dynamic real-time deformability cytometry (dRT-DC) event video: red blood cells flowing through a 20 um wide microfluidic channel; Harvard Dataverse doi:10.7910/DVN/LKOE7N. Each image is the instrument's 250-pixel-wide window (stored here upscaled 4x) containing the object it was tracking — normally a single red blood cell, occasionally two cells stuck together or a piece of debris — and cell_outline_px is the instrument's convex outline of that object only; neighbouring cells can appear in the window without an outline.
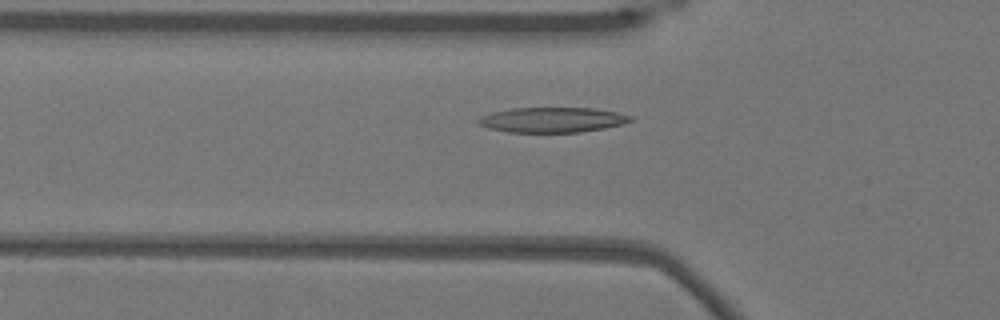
{"species": "Egyptian fruit bat (a non-hibernating species)", "species_latin": "Rousettus aegyptiacus", "temperature_condition": "warm", "stored_images_in_passage": 25, "camera_frame_rate_fps": 3000, "um_per_image_px": 0.085, "animal": {"sex": "female"}, "frame": {"image": 1, "passage_image": 3, "time_ms": 0.667, "image_size_px": [1000, 320], "cell_outline_px": [[632, 120], [624, 124], [604, 128], [580, 132], [508, 132], [488, 128], [480, 124], [476, 120], [492, 112], [512, 108], [596, 108], [616, 112], [632, 116]], "centroid_in_image_um": [46.97, 10.18], "position_along_channel_um": 78.8, "area_um2": 22.14}}
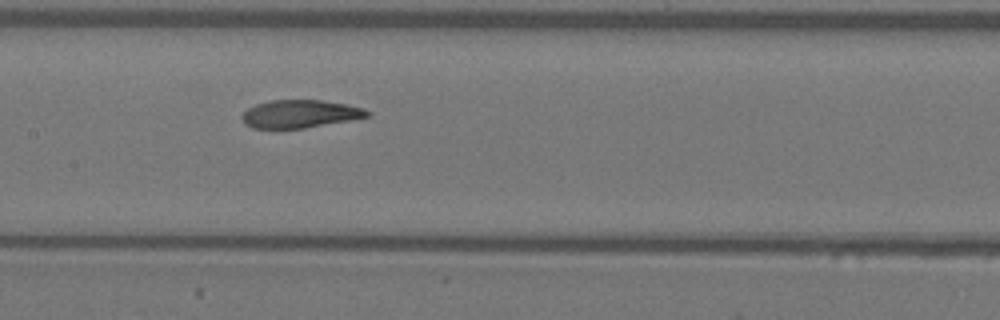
{"frame": {"image": 2, "passage_image": 11, "time_ms": 3.333, "image_size_px": [1000, 320], "cell_outline_px": [[372, 116], [304, 128], [252, 128], [244, 124], [240, 116], [248, 108], [256, 104], [268, 100], [324, 100], [348, 104], [364, 108], [372, 112]], "centroid_in_image_um": [25.52, 9.67], "position_along_channel_um": 181.9, "area_um2": 20.58}}
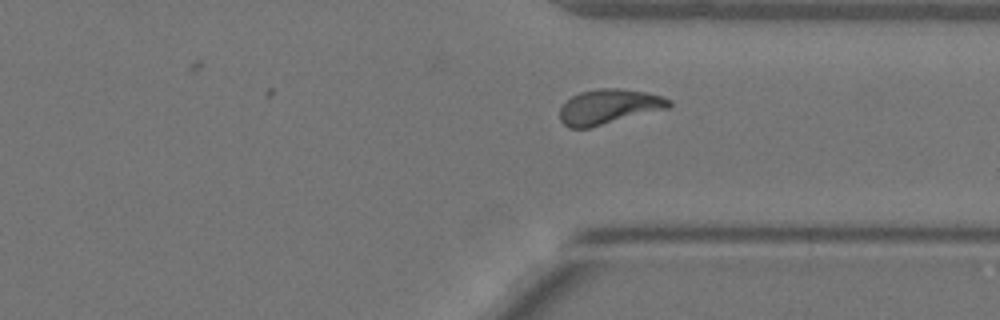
{"frame": {"image": 3, "passage_image": 25, "time_ms": 8.0, "image_size_px": [1000, 320], "cell_outline_px": [[672, 104], [668, 108], [592, 128], [568, 128], [560, 120], [560, 108], [572, 96], [580, 92], [596, 88], [616, 88], [648, 92], [672, 100]], "centroid_in_image_um": [51.75, 9.08], "position_along_channel_um": 359.6, "area_um2": 22.37}}